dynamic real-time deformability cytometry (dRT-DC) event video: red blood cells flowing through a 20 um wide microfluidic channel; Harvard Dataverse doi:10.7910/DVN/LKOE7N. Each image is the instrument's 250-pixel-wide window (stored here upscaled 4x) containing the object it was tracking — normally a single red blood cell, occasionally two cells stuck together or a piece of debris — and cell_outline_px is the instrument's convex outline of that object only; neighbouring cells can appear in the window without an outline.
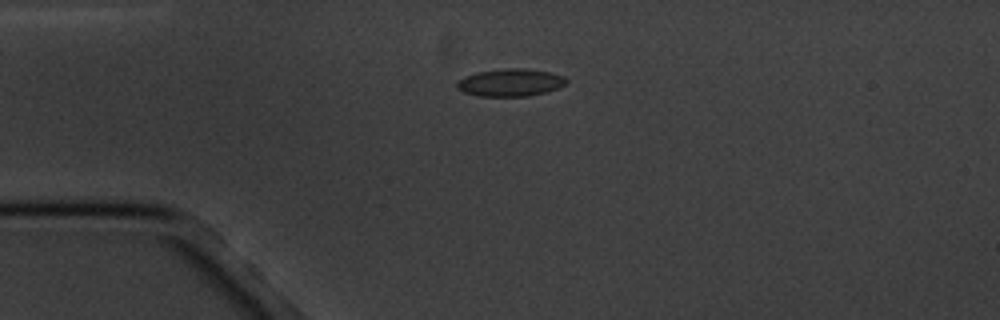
{"species": "common noctule bat (a hibernating species)", "species_latin": "Nyctalus noctula", "temperature_condition": "cold", "stored_images_in_passage": 8, "camera_frame_rate_fps": 3000, "um_per_image_px": 0.085, "animal": {"sex": "male", "body_mass_g": 20.1, "forearm_length_mm": 53.5}, "frame": {"image": 1, "passage_image": 4, "time_ms": 4.333, "image_size_px": [1000, 320], "cell_outline_px": [[568, 80], [564, 84], [548, 92], [528, 96], [476, 96], [464, 92], [456, 88], [456, 84], [464, 76], [476, 72], [504, 68], [524, 68], [548, 72], [564, 76]], "centroid_in_image_um": [43.36, 7.02], "position_along_channel_um": 41.6, "area_um2": 17.57}}
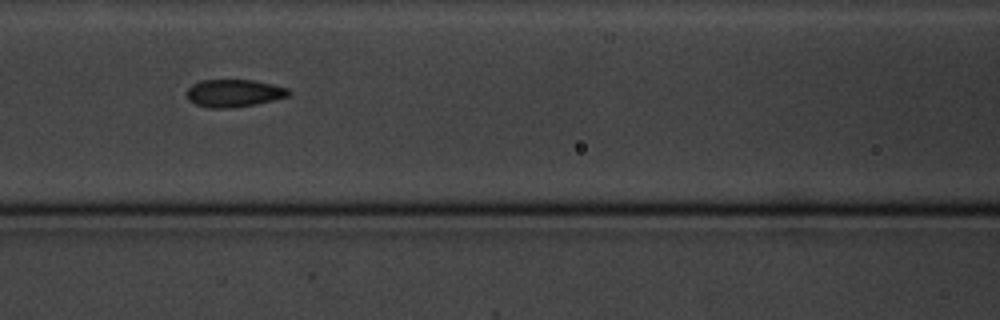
{"frame": {"image": 2, "passage_image": 7, "time_ms": 8.0, "image_size_px": [1000, 320], "cell_outline_px": [[292, 92], [288, 96], [272, 100], [232, 108], [208, 108], [196, 104], [188, 100], [184, 92], [192, 84], [200, 80], [252, 80], [272, 84], [288, 88]], "centroid_in_image_um": [19.83, 7.91], "position_along_channel_um": 146.8, "area_um2": 16.42}}
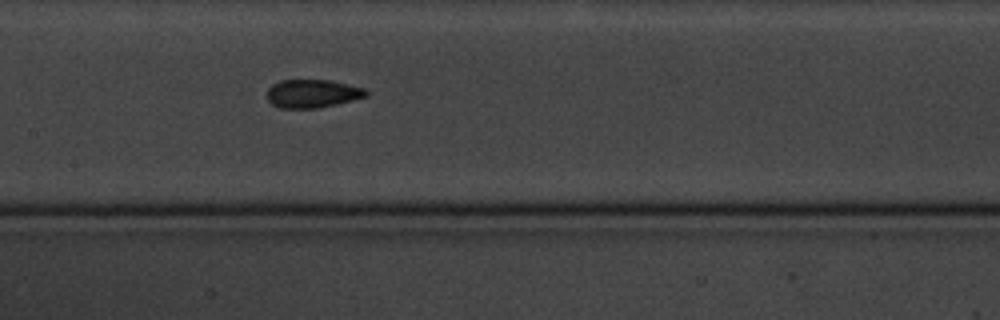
{"frame": {"image": 3, "passage_image": 8, "time_ms": 9.0, "image_size_px": [1000, 320], "cell_outline_px": [[368, 96], [336, 104], [316, 108], [280, 108], [272, 104], [268, 100], [268, 88], [272, 84], [280, 80], [328, 80], [364, 88], [368, 92]], "centroid_in_image_um": [26.54, 7.95], "position_along_channel_um": 180.9, "area_um2": 16.18}}